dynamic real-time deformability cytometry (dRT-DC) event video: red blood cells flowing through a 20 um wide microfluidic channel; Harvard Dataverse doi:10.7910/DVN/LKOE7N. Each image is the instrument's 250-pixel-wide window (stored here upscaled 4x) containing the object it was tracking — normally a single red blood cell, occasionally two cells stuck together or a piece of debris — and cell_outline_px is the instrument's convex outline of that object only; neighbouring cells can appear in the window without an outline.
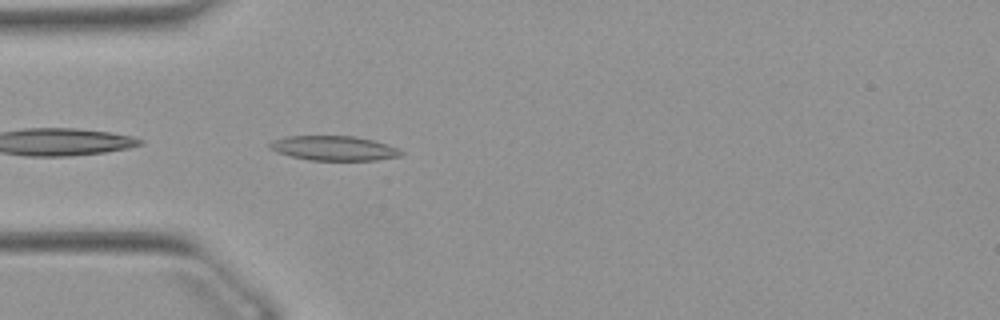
{"species": "Egyptian fruit bat (a non-hibernating species)", "species_latin": "Rousettus aegyptiacus", "temperature_condition": "warm", "stored_images_in_passage": 5, "camera_frame_rate_fps": 3000, "um_per_image_px": 0.085, "animal": {"sex": "female"}, "frame": {"image": 1, "passage_image": 1, "time_ms": 0.0, "image_size_px": [1000, 320], "cell_outline_px": [[404, 152], [400, 156], [376, 160], [308, 160], [276, 152], [268, 148], [268, 144], [272, 140], [284, 136], [356, 136], [388, 144], [400, 148]], "centroid_in_image_um": [28.37, 12.59], "position_along_channel_um": 56.6, "area_um2": 19.02}}